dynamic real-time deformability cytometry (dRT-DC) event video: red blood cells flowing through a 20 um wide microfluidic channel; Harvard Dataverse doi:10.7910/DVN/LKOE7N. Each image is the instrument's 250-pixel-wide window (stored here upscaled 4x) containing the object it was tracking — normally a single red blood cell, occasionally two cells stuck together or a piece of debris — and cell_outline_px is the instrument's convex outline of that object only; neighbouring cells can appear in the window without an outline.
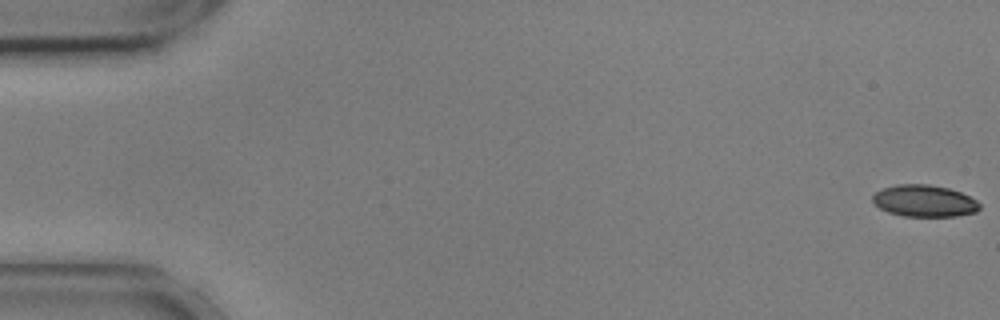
{"species": "common noctule bat (a hibernating species)", "species_latin": "Nyctalus noctula", "temperature_condition": "cold", "stored_images_in_passage": 56, "camera_frame_rate_fps": 3000, "um_per_image_px": 0.085, "animal": {"sex": "male", "body_mass_g": 17.9, "forearm_length_mm": 54.2}, "frame": {"image": 1, "passage_image": 1, "time_ms": 0.0, "image_size_px": [1000, 320], "cell_outline_px": [[980, 208], [976, 212], [956, 216], [904, 216], [888, 212], [880, 208], [872, 200], [872, 196], [876, 192], [884, 188], [896, 184], [928, 184], [948, 188], [960, 192], [976, 200], [980, 204]], "centroid_in_image_um": [78.57, 17.07], "position_along_channel_um": 6.4, "area_um2": 19.71}}
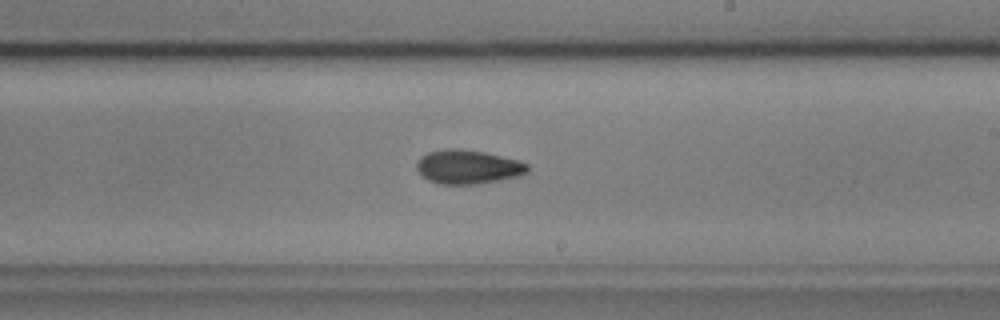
{"frame": {"image": 2, "passage_image": 33, "time_ms": 10.667, "image_size_px": [1000, 320], "cell_outline_px": [[528, 172], [520, 176], [476, 184], [440, 184], [428, 180], [416, 168], [416, 164], [420, 156], [428, 152], [444, 148], [460, 148], [484, 152], [520, 160], [528, 164]], "centroid_in_image_um": [39.78, 14.17], "position_along_channel_um": 249.2, "area_um2": 22.08}}
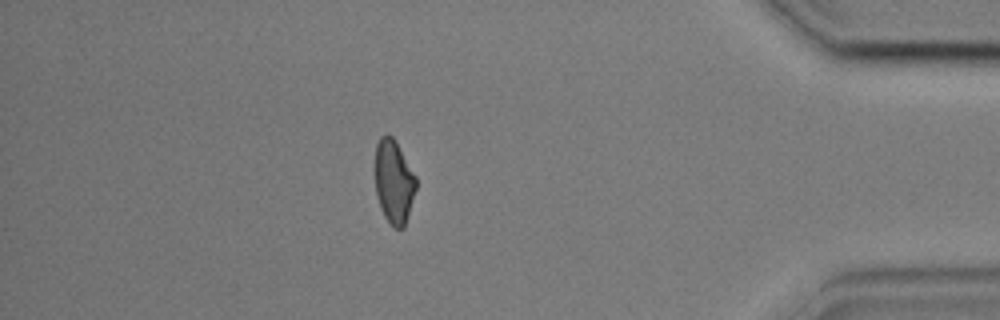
{"frame": {"image": 3, "passage_image": 49, "time_ms": 16.0, "image_size_px": [1000, 320], "cell_outline_px": [[416, 188], [404, 228], [392, 228], [384, 216], [380, 208], [376, 196], [376, 144], [380, 136], [388, 132], [392, 136], [416, 176]], "centroid_in_image_um": [33.47, 15.46], "position_along_channel_um": 401.7, "area_um2": 19.88}, "authors_computed_cell_mechanics": {"area_um2": 20.9236, "velocity_mm_per_s": 3.6101, "shape_relaxation_time_tau1_ms": 4.8626, "shape_relaxation_time_tau2_ms": 8.4779, "deformation_change_tau1": 0.1049, "deformation_change_tau2": 0.1487}}